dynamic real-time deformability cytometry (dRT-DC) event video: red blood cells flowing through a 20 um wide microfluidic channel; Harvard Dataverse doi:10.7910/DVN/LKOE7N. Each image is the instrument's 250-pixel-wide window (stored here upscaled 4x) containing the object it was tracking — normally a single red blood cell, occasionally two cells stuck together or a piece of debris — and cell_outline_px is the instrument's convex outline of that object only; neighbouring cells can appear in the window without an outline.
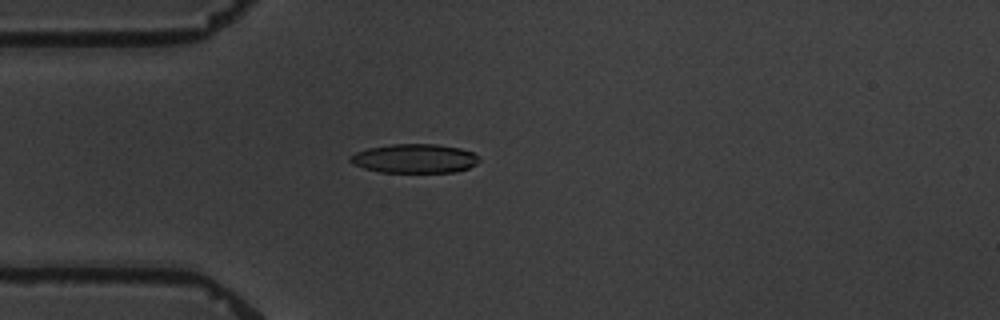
{"species": "common noctule bat (a hibernating species)", "species_latin": "Nyctalus noctula", "temperature_condition": "warm", "stored_images_in_passage": 3, "camera_frame_rate_fps": 3000, "um_per_image_px": 0.085, "animal": {"sex": "male", "body_mass_g": 19.5, "forearm_length_mm": 54.6}, "frame": {"image": 1, "passage_image": 3, "time_ms": 2.333, "image_size_px": [1000, 320], "cell_outline_px": [[480, 160], [476, 164], [468, 168], [456, 172], [380, 172], [364, 168], [352, 164], [348, 160], [348, 156], [356, 152], [368, 148], [392, 144], [436, 144], [460, 148], [472, 152], [480, 156]], "centroid_in_image_um": [35.23, 13.47], "position_along_channel_um": 49.8, "area_um2": 21.96}}